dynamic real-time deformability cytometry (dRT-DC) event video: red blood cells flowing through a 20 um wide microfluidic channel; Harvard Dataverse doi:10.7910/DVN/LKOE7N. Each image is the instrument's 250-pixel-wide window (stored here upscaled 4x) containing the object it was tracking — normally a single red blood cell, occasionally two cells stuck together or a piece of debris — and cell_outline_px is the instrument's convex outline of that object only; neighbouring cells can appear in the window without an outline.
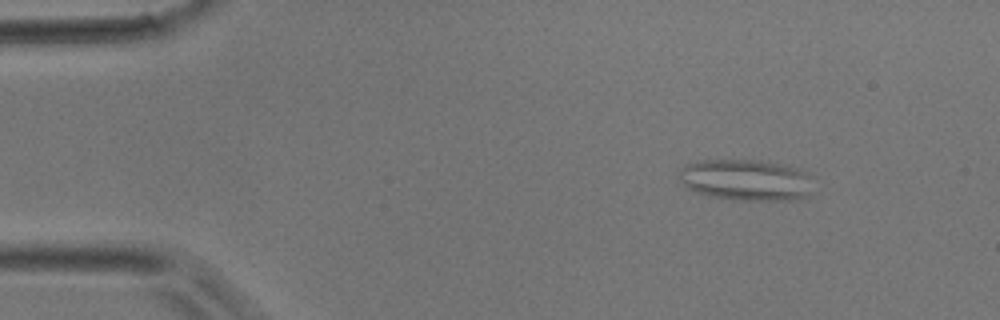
{"species": "common noctule bat (a hibernating species)", "species_latin": "Nyctalus noctula", "temperature_condition": "room temperature", "stored_images_in_passage": 10, "camera_frame_rate_fps": 3000, "um_per_image_px": 0.085, "animal": {"sex": "male", "body_mass_g": 17.9}, "frame": {"image": 1, "passage_image": 6, "time_ms": 1.667, "image_size_px": [1000, 320], "cell_outline_px": [[808, 196], [796, 200], [740, 200], [712, 196], [696, 192], [688, 188], [676, 176], [676, 172], [684, 164], [700, 160], [768, 160], [788, 164], [800, 168], [808, 176]], "centroid_in_image_um": [63.35, 15.27], "position_along_channel_um": 21.6, "area_um2": 32.54}}